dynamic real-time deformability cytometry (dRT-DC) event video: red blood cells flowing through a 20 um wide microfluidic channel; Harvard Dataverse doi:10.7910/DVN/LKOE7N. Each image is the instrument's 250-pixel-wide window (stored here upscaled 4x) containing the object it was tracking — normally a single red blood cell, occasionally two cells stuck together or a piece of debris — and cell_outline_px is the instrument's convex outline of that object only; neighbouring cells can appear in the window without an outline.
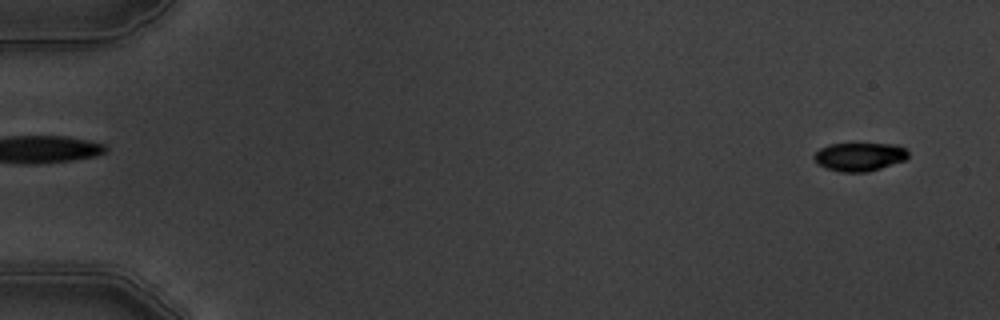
{"species": "common noctule bat (a hibernating species)", "species_latin": "Nyctalus noctula", "temperature_condition": "warm", "stored_images_in_passage": 2, "segment_of_instrument_passage": [2, 2], "camera_frame_rate_fps": 3000, "um_per_image_px": 0.085, "animal": {"sex": "male", "body_mass_g": 19.5, "forearm_length_mm": 54.6}, "frame": {"image": 1, "passage_image": 2, "time_ms": 1.333, "image_size_px": [1000, 320], "cell_outline_px": [[908, 156], [904, 160], [868, 172], [840, 172], [824, 168], [812, 156], [820, 148], [828, 144], [896, 144], [904, 148], [908, 152]], "centroid_in_image_um": [73.03, 13.32], "position_along_channel_um": 12.0, "area_um2": 15.49}}